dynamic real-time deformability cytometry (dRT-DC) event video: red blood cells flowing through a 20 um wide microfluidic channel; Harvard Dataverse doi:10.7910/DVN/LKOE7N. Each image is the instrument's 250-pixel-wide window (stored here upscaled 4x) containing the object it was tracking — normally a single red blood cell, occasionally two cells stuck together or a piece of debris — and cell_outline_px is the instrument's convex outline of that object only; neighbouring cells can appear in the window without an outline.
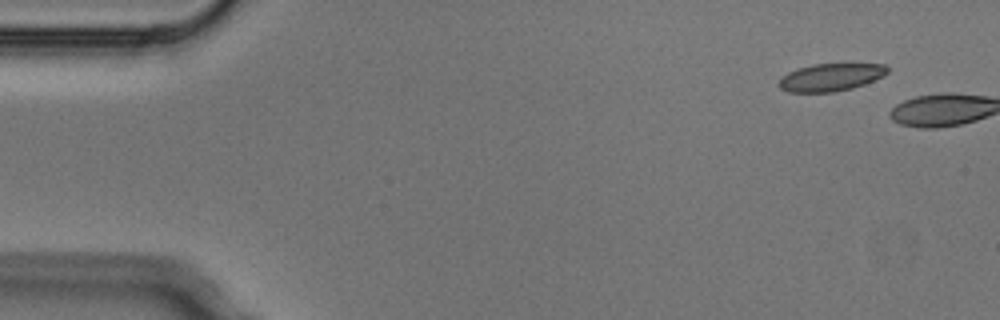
{"species": "Egyptian fruit bat (a non-hibernating species)", "species_latin": "Rousettus aegyptiacus", "temperature_condition": "cold", "stored_images_in_passage": 2, "camera_frame_rate_fps": 3000, "um_per_image_px": 0.085, "animal": {"sex": "male"}, "frame": {"image": 1, "passage_image": 1, "time_ms": 0.0, "image_size_px": [1000, 320], "cell_outline_px": [[888, 72], [884, 76], [864, 84], [852, 88], [832, 92], [788, 92], [780, 88], [776, 84], [780, 76], [788, 72], [812, 64], [884, 64], [888, 68]], "centroid_in_image_um": [70.57, 6.57], "position_along_channel_um": 14.4, "area_um2": 17.51}}